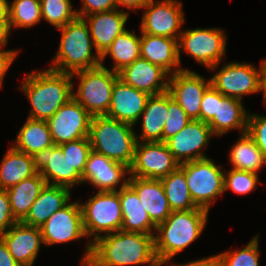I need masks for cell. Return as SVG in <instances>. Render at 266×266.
Segmentation results:
<instances>
[{"instance_id": "484cf974", "label": "cell", "mask_w": 266, "mask_h": 266, "mask_svg": "<svg viewBox=\"0 0 266 266\" xmlns=\"http://www.w3.org/2000/svg\"><path fill=\"white\" fill-rule=\"evenodd\" d=\"M119 197L123 216L121 230L155 235L153 231H156L157 226L151 221L136 192L127 182H122L119 189Z\"/></svg>"}, {"instance_id": "d6986e66", "label": "cell", "mask_w": 266, "mask_h": 266, "mask_svg": "<svg viewBox=\"0 0 266 266\" xmlns=\"http://www.w3.org/2000/svg\"><path fill=\"white\" fill-rule=\"evenodd\" d=\"M118 75L129 86L149 95H158L168 91L169 81L166 78H169L170 74L162 67L141 57L124 67Z\"/></svg>"}, {"instance_id": "b9f144b4", "label": "cell", "mask_w": 266, "mask_h": 266, "mask_svg": "<svg viewBox=\"0 0 266 266\" xmlns=\"http://www.w3.org/2000/svg\"><path fill=\"white\" fill-rule=\"evenodd\" d=\"M217 101H220V92L210 86L203 95L200 107V121L209 123L216 114Z\"/></svg>"}, {"instance_id": "8fae6325", "label": "cell", "mask_w": 266, "mask_h": 266, "mask_svg": "<svg viewBox=\"0 0 266 266\" xmlns=\"http://www.w3.org/2000/svg\"><path fill=\"white\" fill-rule=\"evenodd\" d=\"M180 166L165 142H137L130 177L161 179Z\"/></svg>"}, {"instance_id": "277c9868", "label": "cell", "mask_w": 266, "mask_h": 266, "mask_svg": "<svg viewBox=\"0 0 266 266\" xmlns=\"http://www.w3.org/2000/svg\"><path fill=\"white\" fill-rule=\"evenodd\" d=\"M58 29L61 30V41L49 69L73 74L101 65V55H92L95 46L84 18L77 17Z\"/></svg>"}, {"instance_id": "7bdbcfd3", "label": "cell", "mask_w": 266, "mask_h": 266, "mask_svg": "<svg viewBox=\"0 0 266 266\" xmlns=\"http://www.w3.org/2000/svg\"><path fill=\"white\" fill-rule=\"evenodd\" d=\"M18 222L11 211L9 195L6 190L0 189V237Z\"/></svg>"}, {"instance_id": "1f68e13d", "label": "cell", "mask_w": 266, "mask_h": 266, "mask_svg": "<svg viewBox=\"0 0 266 266\" xmlns=\"http://www.w3.org/2000/svg\"><path fill=\"white\" fill-rule=\"evenodd\" d=\"M232 169L257 173L266 166V158L254 139L246 132L240 135L230 151Z\"/></svg>"}, {"instance_id": "ba28073f", "label": "cell", "mask_w": 266, "mask_h": 266, "mask_svg": "<svg viewBox=\"0 0 266 266\" xmlns=\"http://www.w3.org/2000/svg\"><path fill=\"white\" fill-rule=\"evenodd\" d=\"M180 167L184 170L193 202L197 207L209 211L214 199L225 192L222 166L205 158L181 163Z\"/></svg>"}, {"instance_id": "52a82bcc", "label": "cell", "mask_w": 266, "mask_h": 266, "mask_svg": "<svg viewBox=\"0 0 266 266\" xmlns=\"http://www.w3.org/2000/svg\"><path fill=\"white\" fill-rule=\"evenodd\" d=\"M83 227L86 236L95 241L101 233H114L121 230L123 216L117 191H98L85 204H80Z\"/></svg>"}, {"instance_id": "e0dca14e", "label": "cell", "mask_w": 266, "mask_h": 266, "mask_svg": "<svg viewBox=\"0 0 266 266\" xmlns=\"http://www.w3.org/2000/svg\"><path fill=\"white\" fill-rule=\"evenodd\" d=\"M32 157L36 171L47 184L72 188L75 184L83 183L82 176L72 167L58 145L43 149Z\"/></svg>"}, {"instance_id": "d4e9b609", "label": "cell", "mask_w": 266, "mask_h": 266, "mask_svg": "<svg viewBox=\"0 0 266 266\" xmlns=\"http://www.w3.org/2000/svg\"><path fill=\"white\" fill-rule=\"evenodd\" d=\"M70 192V188L46 184L21 222L41 228L56 211L69 202Z\"/></svg>"}, {"instance_id": "44dd1931", "label": "cell", "mask_w": 266, "mask_h": 266, "mask_svg": "<svg viewBox=\"0 0 266 266\" xmlns=\"http://www.w3.org/2000/svg\"><path fill=\"white\" fill-rule=\"evenodd\" d=\"M127 172L129 168L124 164L91 151L82 178L83 183L87 181L99 188V191H117V184L128 181L124 179Z\"/></svg>"}, {"instance_id": "d6a6232c", "label": "cell", "mask_w": 266, "mask_h": 266, "mask_svg": "<svg viewBox=\"0 0 266 266\" xmlns=\"http://www.w3.org/2000/svg\"><path fill=\"white\" fill-rule=\"evenodd\" d=\"M141 36L128 31L127 29L117 36L108 49L101 55V65L108 54L115 62L112 71L119 72L127 65L140 58Z\"/></svg>"}, {"instance_id": "8992f818", "label": "cell", "mask_w": 266, "mask_h": 266, "mask_svg": "<svg viewBox=\"0 0 266 266\" xmlns=\"http://www.w3.org/2000/svg\"><path fill=\"white\" fill-rule=\"evenodd\" d=\"M79 78V88L72 93L73 99L93 116H103L109 111L112 90L117 72L110 71L104 65L71 74Z\"/></svg>"}, {"instance_id": "ee69618b", "label": "cell", "mask_w": 266, "mask_h": 266, "mask_svg": "<svg viewBox=\"0 0 266 266\" xmlns=\"http://www.w3.org/2000/svg\"><path fill=\"white\" fill-rule=\"evenodd\" d=\"M83 2V7L77 11L78 17L83 18L84 16L98 13L106 12L117 9V4L115 0H81Z\"/></svg>"}, {"instance_id": "9a60e30c", "label": "cell", "mask_w": 266, "mask_h": 266, "mask_svg": "<svg viewBox=\"0 0 266 266\" xmlns=\"http://www.w3.org/2000/svg\"><path fill=\"white\" fill-rule=\"evenodd\" d=\"M43 244L67 243L86 237L79 201L67 203L56 211L41 227Z\"/></svg>"}, {"instance_id": "9c48e42d", "label": "cell", "mask_w": 266, "mask_h": 266, "mask_svg": "<svg viewBox=\"0 0 266 266\" xmlns=\"http://www.w3.org/2000/svg\"><path fill=\"white\" fill-rule=\"evenodd\" d=\"M226 34L218 28H196L184 30L178 40L179 61L180 49L188 53L197 62L209 68L216 69L222 56H225Z\"/></svg>"}, {"instance_id": "30bf717a", "label": "cell", "mask_w": 266, "mask_h": 266, "mask_svg": "<svg viewBox=\"0 0 266 266\" xmlns=\"http://www.w3.org/2000/svg\"><path fill=\"white\" fill-rule=\"evenodd\" d=\"M262 68V62L259 70L248 63L226 64L210 78L211 86L224 96L243 100L244 95L260 92Z\"/></svg>"}, {"instance_id": "5b68a950", "label": "cell", "mask_w": 266, "mask_h": 266, "mask_svg": "<svg viewBox=\"0 0 266 266\" xmlns=\"http://www.w3.org/2000/svg\"><path fill=\"white\" fill-rule=\"evenodd\" d=\"M134 125L103 116L90 121L89 140L92 151L130 168L137 144Z\"/></svg>"}, {"instance_id": "f907efd6", "label": "cell", "mask_w": 266, "mask_h": 266, "mask_svg": "<svg viewBox=\"0 0 266 266\" xmlns=\"http://www.w3.org/2000/svg\"><path fill=\"white\" fill-rule=\"evenodd\" d=\"M11 32L9 19H0V46H6L8 34Z\"/></svg>"}, {"instance_id": "7c38bea8", "label": "cell", "mask_w": 266, "mask_h": 266, "mask_svg": "<svg viewBox=\"0 0 266 266\" xmlns=\"http://www.w3.org/2000/svg\"><path fill=\"white\" fill-rule=\"evenodd\" d=\"M150 0L143 8L141 34L163 36L179 40L183 32L180 27L185 18L182 11V2L177 0Z\"/></svg>"}, {"instance_id": "681fc988", "label": "cell", "mask_w": 266, "mask_h": 266, "mask_svg": "<svg viewBox=\"0 0 266 266\" xmlns=\"http://www.w3.org/2000/svg\"><path fill=\"white\" fill-rule=\"evenodd\" d=\"M117 4V8L120 6H125L126 9H133L134 12L136 9H143V7L150 1V0H115Z\"/></svg>"}, {"instance_id": "4dcf8cb0", "label": "cell", "mask_w": 266, "mask_h": 266, "mask_svg": "<svg viewBox=\"0 0 266 266\" xmlns=\"http://www.w3.org/2000/svg\"><path fill=\"white\" fill-rule=\"evenodd\" d=\"M13 147L30 156L54 145L46 120L27 118L17 134Z\"/></svg>"}, {"instance_id": "f5cc1de1", "label": "cell", "mask_w": 266, "mask_h": 266, "mask_svg": "<svg viewBox=\"0 0 266 266\" xmlns=\"http://www.w3.org/2000/svg\"><path fill=\"white\" fill-rule=\"evenodd\" d=\"M8 3V0H0V19H9Z\"/></svg>"}, {"instance_id": "7a4b0ae2", "label": "cell", "mask_w": 266, "mask_h": 266, "mask_svg": "<svg viewBox=\"0 0 266 266\" xmlns=\"http://www.w3.org/2000/svg\"><path fill=\"white\" fill-rule=\"evenodd\" d=\"M154 236L119 230L92 241V252L110 266H161L155 255Z\"/></svg>"}, {"instance_id": "f546056e", "label": "cell", "mask_w": 266, "mask_h": 266, "mask_svg": "<svg viewBox=\"0 0 266 266\" xmlns=\"http://www.w3.org/2000/svg\"><path fill=\"white\" fill-rule=\"evenodd\" d=\"M46 184L45 179L37 172L6 190L9 195L12 214L18 222L27 216L31 205Z\"/></svg>"}, {"instance_id": "6da1fadb", "label": "cell", "mask_w": 266, "mask_h": 266, "mask_svg": "<svg viewBox=\"0 0 266 266\" xmlns=\"http://www.w3.org/2000/svg\"><path fill=\"white\" fill-rule=\"evenodd\" d=\"M71 74L52 69L31 72L20 89L30 101L32 109L27 118L48 120L73 98Z\"/></svg>"}, {"instance_id": "ab89813d", "label": "cell", "mask_w": 266, "mask_h": 266, "mask_svg": "<svg viewBox=\"0 0 266 266\" xmlns=\"http://www.w3.org/2000/svg\"><path fill=\"white\" fill-rule=\"evenodd\" d=\"M192 120L168 92V118L163 128V142L180 132Z\"/></svg>"}, {"instance_id": "f35d334b", "label": "cell", "mask_w": 266, "mask_h": 266, "mask_svg": "<svg viewBox=\"0 0 266 266\" xmlns=\"http://www.w3.org/2000/svg\"><path fill=\"white\" fill-rule=\"evenodd\" d=\"M58 146L62 149L64 156H67L72 167L82 176L89 153L92 151L89 137L66 142Z\"/></svg>"}, {"instance_id": "836d02e7", "label": "cell", "mask_w": 266, "mask_h": 266, "mask_svg": "<svg viewBox=\"0 0 266 266\" xmlns=\"http://www.w3.org/2000/svg\"><path fill=\"white\" fill-rule=\"evenodd\" d=\"M160 180L172 211L192 210L198 208L193 202L186 182L184 170L180 166Z\"/></svg>"}, {"instance_id": "bcb514c9", "label": "cell", "mask_w": 266, "mask_h": 266, "mask_svg": "<svg viewBox=\"0 0 266 266\" xmlns=\"http://www.w3.org/2000/svg\"><path fill=\"white\" fill-rule=\"evenodd\" d=\"M86 253L84 254V257L82 258V262L86 266H110L109 264L103 262L99 257H97L92 252V243H88L86 247Z\"/></svg>"}, {"instance_id": "7402d4cb", "label": "cell", "mask_w": 266, "mask_h": 266, "mask_svg": "<svg viewBox=\"0 0 266 266\" xmlns=\"http://www.w3.org/2000/svg\"><path fill=\"white\" fill-rule=\"evenodd\" d=\"M128 16V12L120 11L117 8L83 17L88 23L96 53L102 55L117 36L126 30L125 23Z\"/></svg>"}, {"instance_id": "5bb4252c", "label": "cell", "mask_w": 266, "mask_h": 266, "mask_svg": "<svg viewBox=\"0 0 266 266\" xmlns=\"http://www.w3.org/2000/svg\"><path fill=\"white\" fill-rule=\"evenodd\" d=\"M168 92L191 120H200V107L204 93L211 86L201 75L182 70L169 78Z\"/></svg>"}, {"instance_id": "c3c4849f", "label": "cell", "mask_w": 266, "mask_h": 266, "mask_svg": "<svg viewBox=\"0 0 266 266\" xmlns=\"http://www.w3.org/2000/svg\"><path fill=\"white\" fill-rule=\"evenodd\" d=\"M173 266H221V261L219 255L209 256L207 258L198 259L196 261H191L186 264H173Z\"/></svg>"}, {"instance_id": "8d00e7d4", "label": "cell", "mask_w": 266, "mask_h": 266, "mask_svg": "<svg viewBox=\"0 0 266 266\" xmlns=\"http://www.w3.org/2000/svg\"><path fill=\"white\" fill-rule=\"evenodd\" d=\"M258 235L241 250L218 254L221 266H259Z\"/></svg>"}, {"instance_id": "603a6c76", "label": "cell", "mask_w": 266, "mask_h": 266, "mask_svg": "<svg viewBox=\"0 0 266 266\" xmlns=\"http://www.w3.org/2000/svg\"><path fill=\"white\" fill-rule=\"evenodd\" d=\"M127 184L136 192L151 221L158 226L172 210L168 204L160 179L128 177Z\"/></svg>"}, {"instance_id": "4316f807", "label": "cell", "mask_w": 266, "mask_h": 266, "mask_svg": "<svg viewBox=\"0 0 266 266\" xmlns=\"http://www.w3.org/2000/svg\"><path fill=\"white\" fill-rule=\"evenodd\" d=\"M141 116L142 133L139 137L136 135L137 142H163V128L168 118V91L151 95Z\"/></svg>"}, {"instance_id": "cb8c5ba5", "label": "cell", "mask_w": 266, "mask_h": 266, "mask_svg": "<svg viewBox=\"0 0 266 266\" xmlns=\"http://www.w3.org/2000/svg\"><path fill=\"white\" fill-rule=\"evenodd\" d=\"M141 35V58L162 67L170 75L188 70L180 68L178 40L150 34ZM177 67L178 69H176Z\"/></svg>"}, {"instance_id": "60d3db41", "label": "cell", "mask_w": 266, "mask_h": 266, "mask_svg": "<svg viewBox=\"0 0 266 266\" xmlns=\"http://www.w3.org/2000/svg\"><path fill=\"white\" fill-rule=\"evenodd\" d=\"M247 133L266 158V116L249 113Z\"/></svg>"}, {"instance_id": "7dc6e473", "label": "cell", "mask_w": 266, "mask_h": 266, "mask_svg": "<svg viewBox=\"0 0 266 266\" xmlns=\"http://www.w3.org/2000/svg\"><path fill=\"white\" fill-rule=\"evenodd\" d=\"M0 266H20L0 238Z\"/></svg>"}, {"instance_id": "74e56055", "label": "cell", "mask_w": 266, "mask_h": 266, "mask_svg": "<svg viewBox=\"0 0 266 266\" xmlns=\"http://www.w3.org/2000/svg\"><path fill=\"white\" fill-rule=\"evenodd\" d=\"M258 174L250 171L231 169L224 171V191L232 190L236 194L244 195L253 190L258 185Z\"/></svg>"}, {"instance_id": "816d5d0a", "label": "cell", "mask_w": 266, "mask_h": 266, "mask_svg": "<svg viewBox=\"0 0 266 266\" xmlns=\"http://www.w3.org/2000/svg\"><path fill=\"white\" fill-rule=\"evenodd\" d=\"M262 71L260 77V91H263L264 103L266 104V59L262 60Z\"/></svg>"}, {"instance_id": "4fadbf2b", "label": "cell", "mask_w": 266, "mask_h": 266, "mask_svg": "<svg viewBox=\"0 0 266 266\" xmlns=\"http://www.w3.org/2000/svg\"><path fill=\"white\" fill-rule=\"evenodd\" d=\"M92 116L73 98L47 120L54 145L89 136Z\"/></svg>"}, {"instance_id": "f6af8a7d", "label": "cell", "mask_w": 266, "mask_h": 266, "mask_svg": "<svg viewBox=\"0 0 266 266\" xmlns=\"http://www.w3.org/2000/svg\"><path fill=\"white\" fill-rule=\"evenodd\" d=\"M2 47L0 46V87L2 86L7 70L19 53L18 50H2Z\"/></svg>"}, {"instance_id": "d590c367", "label": "cell", "mask_w": 266, "mask_h": 266, "mask_svg": "<svg viewBox=\"0 0 266 266\" xmlns=\"http://www.w3.org/2000/svg\"><path fill=\"white\" fill-rule=\"evenodd\" d=\"M42 19L57 29L78 17L77 10H72L70 0H40Z\"/></svg>"}, {"instance_id": "83f0119b", "label": "cell", "mask_w": 266, "mask_h": 266, "mask_svg": "<svg viewBox=\"0 0 266 266\" xmlns=\"http://www.w3.org/2000/svg\"><path fill=\"white\" fill-rule=\"evenodd\" d=\"M248 117L249 113L246 112L241 100L220 93L216 114L208 125L215 136H221L233 129H241L243 134L247 132Z\"/></svg>"}, {"instance_id": "ac0fdd59", "label": "cell", "mask_w": 266, "mask_h": 266, "mask_svg": "<svg viewBox=\"0 0 266 266\" xmlns=\"http://www.w3.org/2000/svg\"><path fill=\"white\" fill-rule=\"evenodd\" d=\"M150 96L129 86L118 77L113 86L111 104L106 116L135 126Z\"/></svg>"}, {"instance_id": "2e32d148", "label": "cell", "mask_w": 266, "mask_h": 266, "mask_svg": "<svg viewBox=\"0 0 266 266\" xmlns=\"http://www.w3.org/2000/svg\"><path fill=\"white\" fill-rule=\"evenodd\" d=\"M215 136L208 123L192 120L180 132L165 141L168 149L179 164L208 158L203 149Z\"/></svg>"}, {"instance_id": "f1b7e54d", "label": "cell", "mask_w": 266, "mask_h": 266, "mask_svg": "<svg viewBox=\"0 0 266 266\" xmlns=\"http://www.w3.org/2000/svg\"><path fill=\"white\" fill-rule=\"evenodd\" d=\"M36 173L33 157L12 146L1 161L0 189L7 190Z\"/></svg>"}, {"instance_id": "ffe728a7", "label": "cell", "mask_w": 266, "mask_h": 266, "mask_svg": "<svg viewBox=\"0 0 266 266\" xmlns=\"http://www.w3.org/2000/svg\"><path fill=\"white\" fill-rule=\"evenodd\" d=\"M20 266H32L42 240L41 228L16 222L0 237Z\"/></svg>"}, {"instance_id": "e575fe53", "label": "cell", "mask_w": 266, "mask_h": 266, "mask_svg": "<svg viewBox=\"0 0 266 266\" xmlns=\"http://www.w3.org/2000/svg\"><path fill=\"white\" fill-rule=\"evenodd\" d=\"M10 27L30 28L42 20L40 0H13L8 3Z\"/></svg>"}, {"instance_id": "3957f363", "label": "cell", "mask_w": 266, "mask_h": 266, "mask_svg": "<svg viewBox=\"0 0 266 266\" xmlns=\"http://www.w3.org/2000/svg\"><path fill=\"white\" fill-rule=\"evenodd\" d=\"M209 211L203 208L172 211L160 223L154 236L155 255L160 265L169 260L198 239L205 228Z\"/></svg>"}]
</instances>
